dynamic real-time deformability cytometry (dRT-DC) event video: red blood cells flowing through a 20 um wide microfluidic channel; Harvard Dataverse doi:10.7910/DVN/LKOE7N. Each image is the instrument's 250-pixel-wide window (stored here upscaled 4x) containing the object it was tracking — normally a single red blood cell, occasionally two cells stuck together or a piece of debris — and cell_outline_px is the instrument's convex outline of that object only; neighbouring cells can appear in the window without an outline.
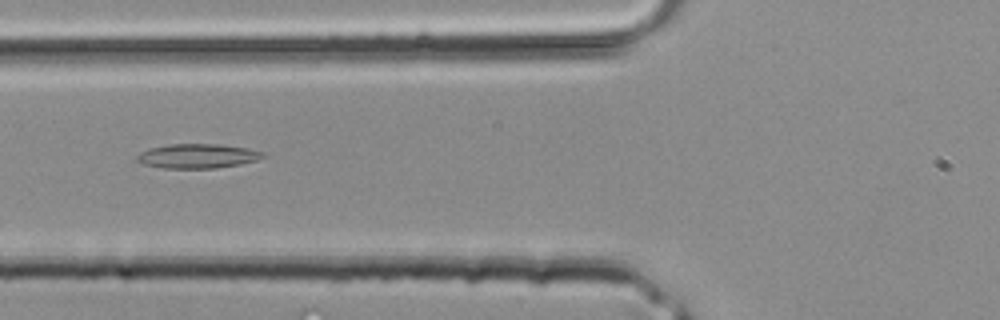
{"species": "common noctule bat (a hibernating species)", "species_latin": "Nyctalus noctula", "temperature_condition": "room temperature", "stored_images_in_passage": 2, "camera_frame_rate_fps": 3000, "um_per_image_px": 0.085, "animal": {"sex": "male", "body_mass_g": 20.4}, "frame": {"image": 1, "passage_image": 2, "time_ms": 0.333, "image_size_px": [1000, 320], "cell_outline_px": [[264, 156], [256, 160], [240, 164], [216, 168], [164, 168], [140, 164], [136, 160], [136, 156], [140, 152], [152, 148], [168, 144], [220, 144], [248, 148], [264, 152]], "centroid_in_image_um": [16.76, 13.26], "position_along_channel_um": 109.0, "area_um2": 17.92}}